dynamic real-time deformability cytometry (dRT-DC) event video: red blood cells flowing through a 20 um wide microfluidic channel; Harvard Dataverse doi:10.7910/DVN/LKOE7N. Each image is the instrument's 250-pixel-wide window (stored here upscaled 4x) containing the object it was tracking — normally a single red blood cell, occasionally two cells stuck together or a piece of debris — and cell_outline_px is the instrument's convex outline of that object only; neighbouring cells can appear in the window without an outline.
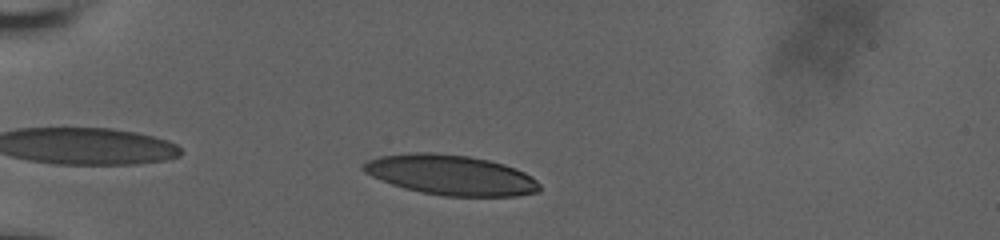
{"species": "human", "species_latin": "Homo sapiens", "temperature_condition": "room temperature", "stored_images_in_passage": 39, "camera_frame_rate_fps": 3000, "um_per_image_px": 0.085, "donor": {"sex": "male"}, "frame": {"image": 1, "passage_image": 5, "time_ms": 1.333, "image_size_px": [1000, 240], "cell_outline_px": [[540, 192], [516, 196], [444, 196], [420, 192], [404, 188], [392, 184], [372, 176], [364, 172], [360, 168], [368, 160], [380, 156], [416, 152], [428, 152], [468, 156], [488, 160], [504, 164], [516, 168], [524, 172], [536, 180], [540, 184]], "centroid_in_image_um": [38.33, 14.88], "position_along_channel_um": 46.7, "area_um2": 41.1}}
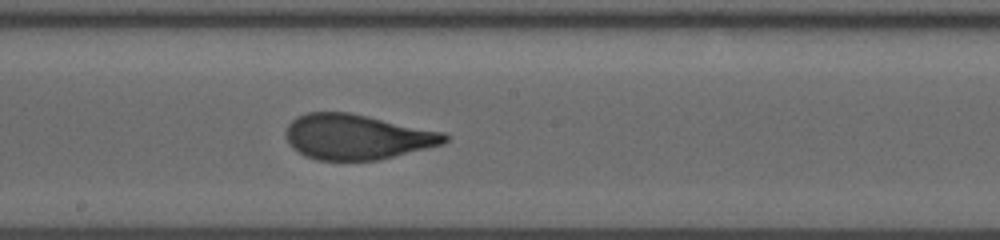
{"frame": {"image": 2, "passage_image": 22, "time_ms": 7.0, "image_size_px": [1000, 240], "cell_outline_px": [[448, 140], [444, 144], [380, 160], [316, 160], [304, 156], [292, 148], [288, 144], [284, 136], [284, 132], [288, 124], [296, 116], [308, 112], [348, 112], [368, 116], [444, 132], [448, 136]], "centroid_in_image_um": [30.3, 11.64], "position_along_channel_um": 217.9, "area_um2": 42.19}}
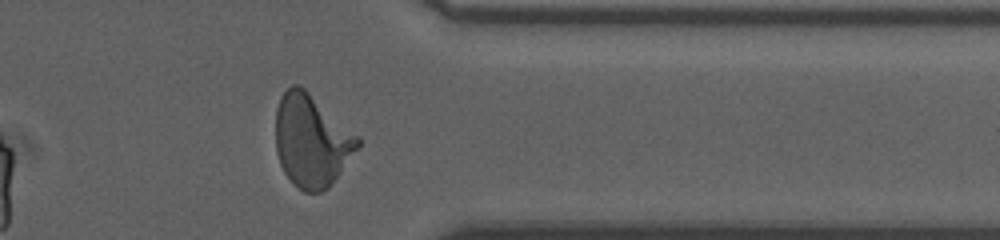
{"frame": {"image": 3, "passage_image": 36, "time_ms": 11.667, "image_size_px": [1000, 240], "cell_outline_px": [[360, 144], [340, 172], [328, 188], [320, 192], [304, 192], [292, 184], [284, 172], [280, 164], [276, 152], [276, 108], [280, 96], [292, 84], [296, 84], [304, 88], [360, 136]], "centroid_in_image_um": [26.46, 11.95], "position_along_channel_um": 384.9, "area_um2": 44.16}, "authors_computed_cell_mechanics": {"area_um2": 41.7894, "velocity_mm_per_s": 3.6845, "shape_relaxation_time_tau1_ms": 5.9078, "shape_relaxation_time_tau2_ms": 0.7677, "deformation_change_tau1": 0.2189, "deformation_change_tau2": 0.0879}}